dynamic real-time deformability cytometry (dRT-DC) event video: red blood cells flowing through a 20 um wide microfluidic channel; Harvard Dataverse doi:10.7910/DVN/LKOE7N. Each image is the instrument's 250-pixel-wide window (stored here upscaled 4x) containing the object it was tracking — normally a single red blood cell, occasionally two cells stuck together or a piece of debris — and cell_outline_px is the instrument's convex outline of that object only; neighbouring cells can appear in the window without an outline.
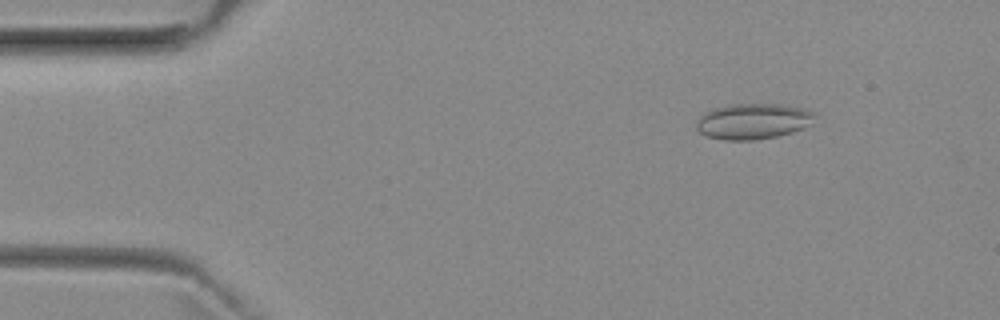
{"species": "common noctule bat (a hibernating species)", "species_latin": "Nyctalus noctula", "temperature_condition": "room temperature", "stored_images_in_passage": 5, "camera_frame_rate_fps": 3000, "um_per_image_px": 0.085, "animal": {"sex": "female", "body_mass_g": 29.2, "forearm_length_mm": 56.3}, "frame": {"image": 1, "passage_image": 2, "time_ms": 1.333, "image_size_px": [1000, 320], "cell_outline_px": [[816, 112], [812, 124], [804, 128], [792, 132], [776, 136], [756, 140], [724, 140], [708, 136], [700, 132], [696, 128], [696, 120], [704, 112], [716, 108], [732, 104], [788, 104], [804, 108]], "centroid_in_image_um": [64.05, 10.3], "position_along_channel_um": 21.0, "area_um2": 24.85}}
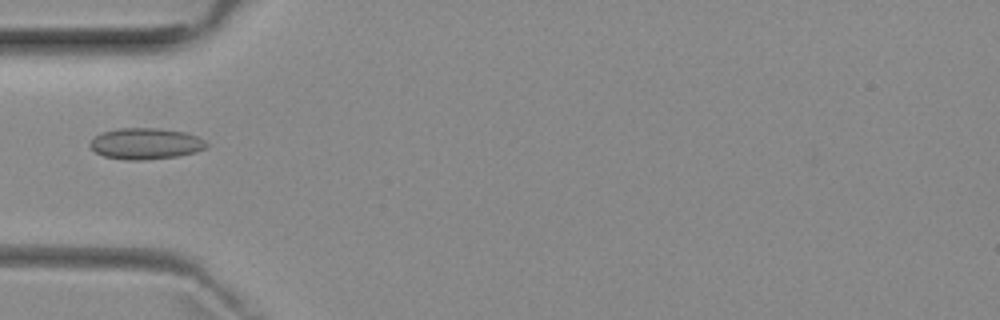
{"frame": {"image": 2, "passage_image": 5, "time_ms": 4.667, "image_size_px": [1000, 320], "cell_outline_px": [[208, 144], [204, 148], [196, 152], [176, 156], [140, 160], [128, 160], [104, 156], [96, 152], [88, 144], [96, 136], [104, 132], [116, 128], [160, 128], [184, 132], [196, 136], [204, 140]], "centroid_in_image_um": [12.38, 12.2], "position_along_channel_um": 72.6, "area_um2": 20.92}}